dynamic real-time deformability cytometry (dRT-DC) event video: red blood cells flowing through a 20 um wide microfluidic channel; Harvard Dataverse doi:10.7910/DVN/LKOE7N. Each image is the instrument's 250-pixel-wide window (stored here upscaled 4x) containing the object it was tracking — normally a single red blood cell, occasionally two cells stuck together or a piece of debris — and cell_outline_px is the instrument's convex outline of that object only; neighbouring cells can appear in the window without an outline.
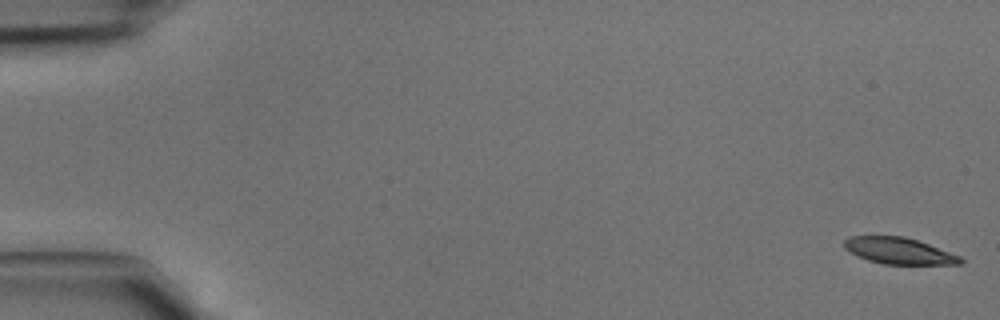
{"species": "common noctule bat (a hibernating species)", "species_latin": "Nyctalus noctula", "temperature_condition": "cold", "stored_images_in_passage": 25, "camera_frame_rate_fps": 3000, "um_per_image_px": 0.085, "animal": {"sex": "male", "body_mass_g": 15.6}, "frame": {"image": 1, "passage_image": 1, "time_ms": 0.0, "image_size_px": [1000, 320], "cell_outline_px": [[964, 260], [960, 264], [884, 264], [868, 260], [856, 256], [844, 248], [844, 240], [848, 236], [904, 236], [928, 244], [960, 256]], "centroid_in_image_um": [76.37, 21.32], "position_along_channel_um": 8.6, "area_um2": 17.8}}
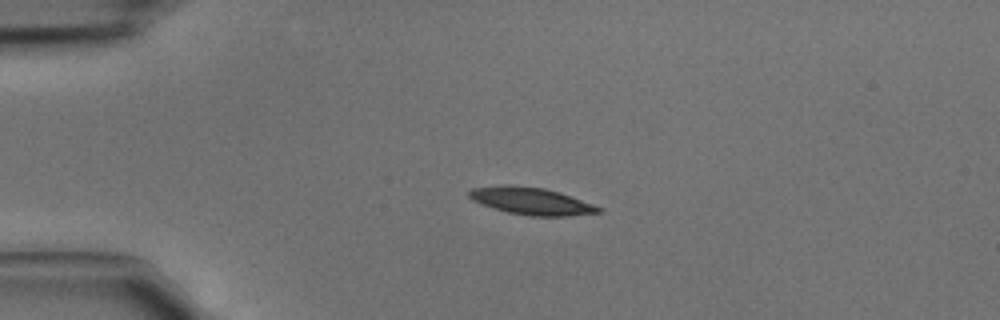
{"frame": {"image": 2, "passage_image": 11, "time_ms": 3.333, "image_size_px": [1000, 320], "cell_outline_px": [[604, 208], [600, 212], [568, 216], [532, 216], [508, 212], [492, 208], [480, 204], [472, 200], [468, 196], [468, 192], [472, 188], [504, 184], [508, 184], [544, 188], [560, 192]], "centroid_in_image_um": [45.14, 17.08], "position_along_channel_um": 39.9, "area_um2": 20.63}}